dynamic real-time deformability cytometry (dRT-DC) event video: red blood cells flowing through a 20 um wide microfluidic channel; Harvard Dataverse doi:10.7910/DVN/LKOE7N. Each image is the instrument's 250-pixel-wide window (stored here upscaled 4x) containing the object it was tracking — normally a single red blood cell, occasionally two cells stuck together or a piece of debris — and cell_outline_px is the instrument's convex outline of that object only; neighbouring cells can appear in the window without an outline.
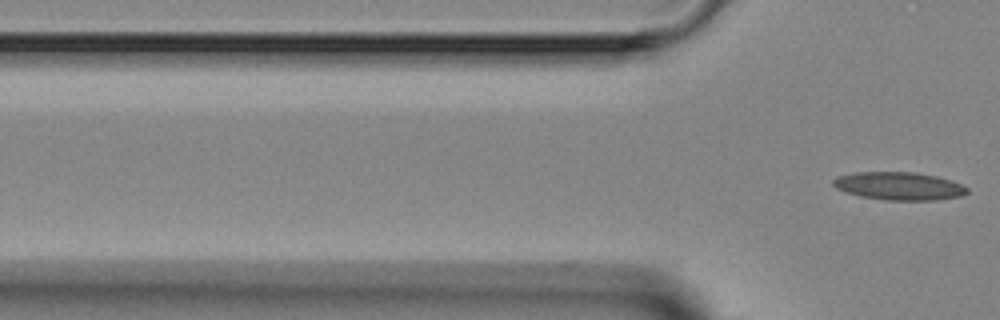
{"species": "Egyptian fruit bat (a non-hibernating species)", "species_latin": "Rousettus aegyptiacus", "temperature_condition": "room temperature", "stored_images_in_passage": 2, "camera_frame_rate_fps": 3000, "um_per_image_px": 0.085, "animal": {"sex": "female"}, "frame": {"image": 1, "passage_image": 2, "time_ms": 1.0, "image_size_px": [1000, 320], "cell_outline_px": [[968, 192], [960, 196], [932, 200], [888, 200], [860, 196], [836, 188], [832, 184], [832, 180], [836, 176], [852, 172], [916, 172], [936, 176], [952, 180], [968, 188]], "centroid_in_image_um": [76.39, 15.8], "position_along_channel_um": 49.4, "area_um2": 21.79}}